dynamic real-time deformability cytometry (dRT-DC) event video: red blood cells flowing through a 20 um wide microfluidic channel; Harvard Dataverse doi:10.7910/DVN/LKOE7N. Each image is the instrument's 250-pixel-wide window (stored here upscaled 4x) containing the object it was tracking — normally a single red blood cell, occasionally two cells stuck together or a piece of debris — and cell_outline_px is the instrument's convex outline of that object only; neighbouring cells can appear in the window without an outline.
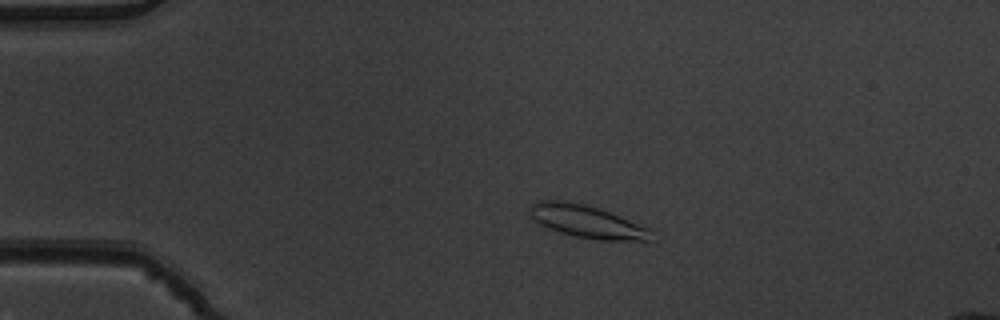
{"species": "common noctule bat (a hibernating species)", "species_latin": "Nyctalus noctula", "temperature_condition": "warm", "stored_images_in_passage": 9, "camera_frame_rate_fps": 3000, "um_per_image_px": 0.085, "animal": {"sex": "male", "body_mass_g": 19.5, "forearm_length_mm": 54.6}, "frame": {"image": 1, "passage_image": 3, "time_ms": 0.667, "image_size_px": [1000, 320], "cell_outline_px": [[652, 240], [600, 240], [576, 236], [560, 232], [540, 224], [528, 212], [528, 204], [540, 200], [560, 200], [584, 204], [600, 208], [652, 228]], "centroid_in_image_um": [49.91, 18.81], "position_along_channel_um": 35.1, "area_um2": 23.18}}
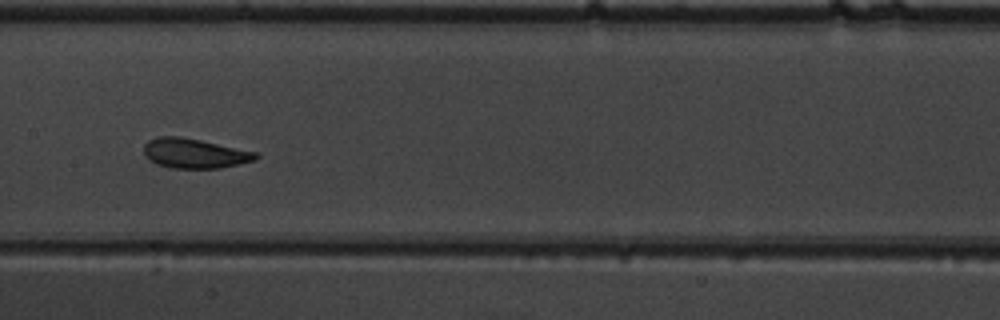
{"frame": {"image": 2, "passage_image": 7, "time_ms": 2.0, "image_size_px": [1000, 320], "cell_outline_px": [[260, 156], [256, 160], [220, 168], [172, 168], [156, 164], [148, 160], [144, 156], [144, 144], [148, 140], [156, 136], [180, 136], [260, 152]], "centroid_in_image_um": [16.54, 13.03], "position_along_channel_um": 190.9, "area_um2": 19.71}}
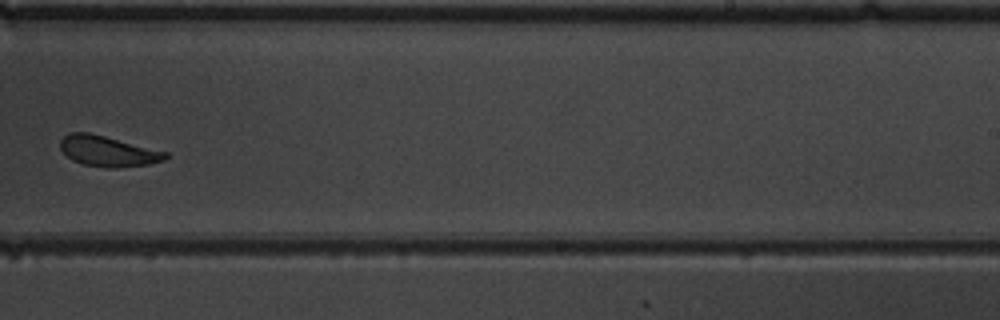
{"frame": {"image": 3, "passage_image": 9, "time_ms": 2.667, "image_size_px": [1000, 320], "cell_outline_px": [[168, 156], [164, 160], [148, 164], [116, 168], [108, 168], [84, 164], [72, 160], [60, 148], [60, 140], [68, 132], [88, 132], [168, 152]], "centroid_in_image_um": [9.16, 12.85], "position_along_channel_um": 279.8, "area_um2": 18.55}}